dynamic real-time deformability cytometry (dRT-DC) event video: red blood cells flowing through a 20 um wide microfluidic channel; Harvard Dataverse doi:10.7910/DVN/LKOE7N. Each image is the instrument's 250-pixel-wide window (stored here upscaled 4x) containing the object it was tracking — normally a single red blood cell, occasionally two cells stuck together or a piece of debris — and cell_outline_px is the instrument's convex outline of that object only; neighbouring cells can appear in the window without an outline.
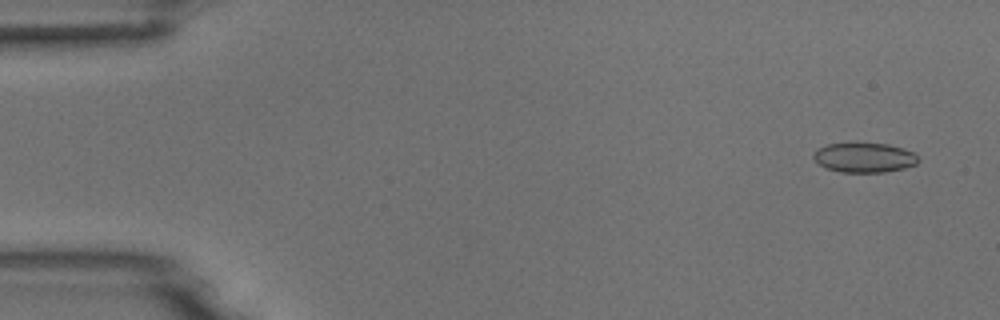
{"species": "common noctule bat (a hibernating species)", "species_latin": "Nyctalus noctula", "temperature_condition": "room temperature", "stored_images_in_passage": 5, "camera_frame_rate_fps": 3000, "um_per_image_px": 0.085, "animal": {"sex": "male", "body_mass_g": 18.8}, "frame": {"image": 1, "passage_image": 1, "time_ms": 0.0, "image_size_px": [1000, 320], "cell_outline_px": [[920, 160], [916, 164], [904, 168], [884, 172], [840, 172], [824, 168], [812, 156], [820, 148], [828, 144], [856, 140], [888, 144], [904, 148], [912, 152]], "centroid_in_image_um": [73.46, 13.35], "position_along_channel_um": 11.5, "area_um2": 18.67}}
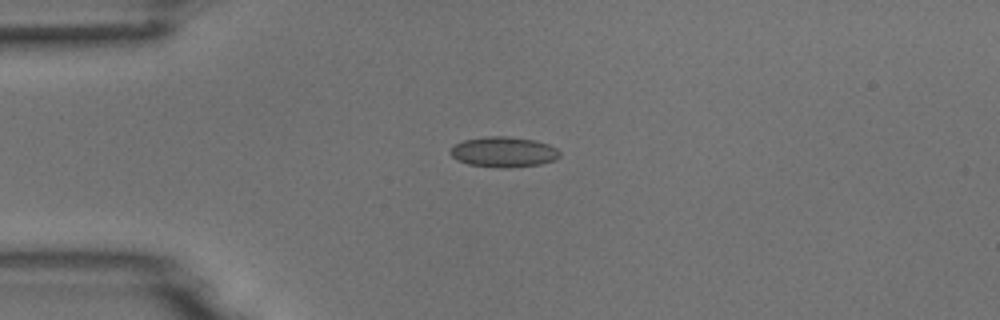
{"frame": {"image": 2, "passage_image": 3, "time_ms": 3.333, "image_size_px": [1000, 320], "cell_outline_px": [[560, 156], [556, 160], [540, 164], [508, 168], [500, 168], [468, 164], [456, 160], [448, 152], [456, 144], [464, 140], [484, 136], [508, 136], [536, 140], [548, 144], [556, 148], [560, 152]], "centroid_in_image_um": [42.81, 12.92], "position_along_channel_um": 42.2, "area_um2": 19.54}}